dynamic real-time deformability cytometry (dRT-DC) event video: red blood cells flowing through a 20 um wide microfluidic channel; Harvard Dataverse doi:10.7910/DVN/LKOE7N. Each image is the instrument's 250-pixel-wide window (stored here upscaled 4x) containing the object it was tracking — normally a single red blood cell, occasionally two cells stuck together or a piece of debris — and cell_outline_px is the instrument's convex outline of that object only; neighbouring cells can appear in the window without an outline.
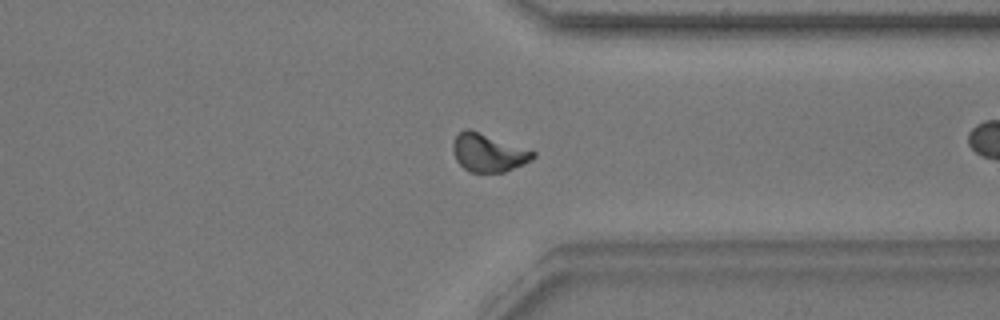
{"species": "common noctule bat (a hibernating species)", "species_latin": "Nyctalus noctula", "temperature_condition": "warm", "stored_images_in_passage": 48, "camera_frame_rate_fps": 3000, "um_per_image_px": 0.085, "animal": {"sex": "male", "body_mass_g": 17.9}, "frame": {"image": 1, "passage_image": 35, "time_ms": 11.333, "image_size_px": [1000, 320], "cell_outline_px": [[536, 156], [532, 160], [524, 164], [504, 172], [468, 172], [456, 160], [452, 148], [452, 144], [456, 136], [464, 128], [468, 128], [536, 152]], "centroid_in_image_um": [41.49, 12.99], "position_along_channel_um": 369.9, "area_um2": 17.63}, "authors_computed_cell_mechanics": {"area_um2": 17.051, "velocity_mm_per_s": 3.8447, "shape_relaxation_time_tau1_ms": 5.282, "shape_relaxation_time_tau2_ms": 2.4539, "deformation_change_tau1": 0.1783, "deformation_change_tau2": 0.067}}